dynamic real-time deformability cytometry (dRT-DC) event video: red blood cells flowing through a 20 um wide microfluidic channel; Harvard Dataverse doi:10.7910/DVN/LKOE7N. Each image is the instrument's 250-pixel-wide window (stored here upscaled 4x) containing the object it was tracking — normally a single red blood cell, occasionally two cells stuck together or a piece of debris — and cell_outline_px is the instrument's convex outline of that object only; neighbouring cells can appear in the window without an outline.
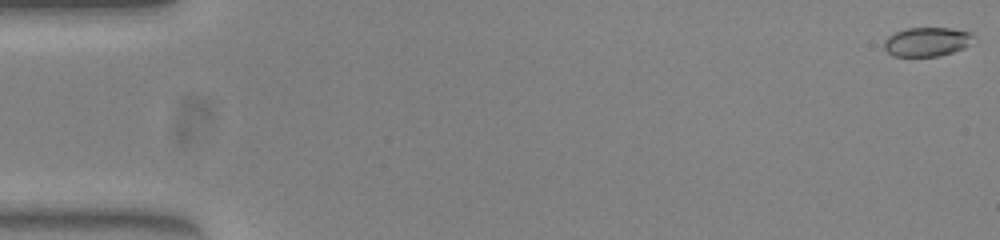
{"species": "common noctule bat (a hibernating species)", "species_latin": "Nyctalus noctula", "temperature_condition": "warm", "stored_images_in_passage": 53, "camera_frame_rate_fps": 3000, "um_per_image_px": 0.085, "animal": {"sex": "female", "body_mass_g": 23.0, "forearm_length_mm": 53.4}, "frame": {"image": 1, "passage_image": 1, "time_ms": 0.0, "image_size_px": [1000, 240], "cell_outline_px": [[976, 36], [964, 48], [940, 56], [892, 56], [884, 48], [884, 40], [888, 36], [896, 32], [908, 28], [952, 28], [972, 32]], "centroid_in_image_um": [78.8, 3.55], "position_along_channel_um": 6.2, "area_um2": 15.2}}
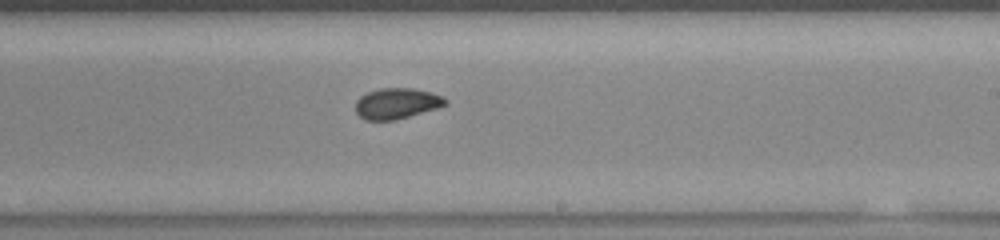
{"frame": {"image": 2, "passage_image": 32, "time_ms": 10.333, "image_size_px": [1000, 240], "cell_outline_px": [[448, 104], [436, 108], [396, 120], [364, 120], [356, 112], [356, 100], [360, 96], [368, 92], [380, 88], [416, 88], [432, 92], [444, 96], [448, 100]], "centroid_in_image_um": [33.75, 8.78], "position_along_channel_um": 255.3, "area_um2": 16.24}}
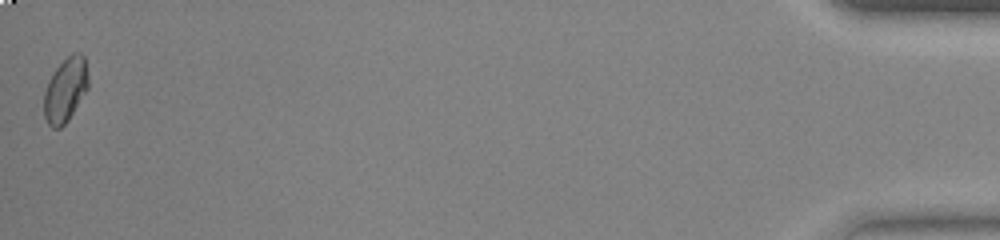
{"frame": {"image": 3, "passage_image": 53, "time_ms": 17.333, "image_size_px": [1000, 240], "cell_outline_px": [[88, 88], [68, 120], [60, 128], [52, 128], [48, 124], [44, 116], [44, 92], [48, 80], [56, 68], [72, 52], [80, 52], [84, 56], [88, 76]], "centroid_in_image_um": [5.56, 7.63], "position_along_channel_um": 429.6, "area_um2": 16.53}, "authors_computed_cell_mechanics": {"area_um2": 16.3574, "velocity_mm_per_s": 3.9022, "shape_relaxation_time_tau1_ms": 7.6918, "shape_relaxation_time_tau2_ms": 0.9926, "deformation_change_tau1": 0.1325, "deformation_change_tau2": 0.0299}}